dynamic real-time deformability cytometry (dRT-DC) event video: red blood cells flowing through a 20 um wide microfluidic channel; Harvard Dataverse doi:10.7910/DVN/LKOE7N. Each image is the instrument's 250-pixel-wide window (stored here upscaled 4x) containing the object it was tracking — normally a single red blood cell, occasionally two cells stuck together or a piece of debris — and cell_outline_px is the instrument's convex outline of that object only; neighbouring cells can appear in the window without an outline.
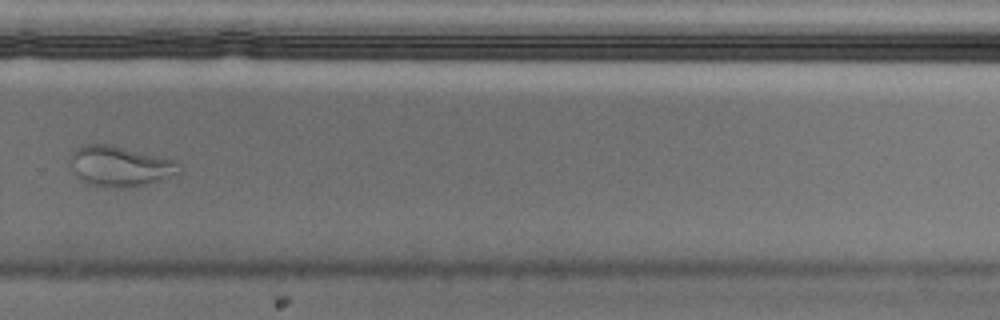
{"species": "Egyptian fruit bat (a non-hibernating species)", "species_latin": "Rousettus aegyptiacus", "temperature_condition": "cold", "stored_images_in_passage": 10, "camera_frame_rate_fps": 3000, "um_per_image_px": 0.085, "animal": {"sex": "male"}, "frame": {"image": 1, "passage_image": 10, "time_ms": 3.0, "image_size_px": [1000, 320], "cell_outline_px": [[184, 172], [144, 184], [124, 188], [112, 188], [88, 184], [76, 172], [68, 160], [68, 156], [80, 144], [112, 144], [176, 160], [180, 164]], "centroid_in_image_um": [10.22, 14.1], "position_along_channel_um": 319.6, "area_um2": 25.78}}